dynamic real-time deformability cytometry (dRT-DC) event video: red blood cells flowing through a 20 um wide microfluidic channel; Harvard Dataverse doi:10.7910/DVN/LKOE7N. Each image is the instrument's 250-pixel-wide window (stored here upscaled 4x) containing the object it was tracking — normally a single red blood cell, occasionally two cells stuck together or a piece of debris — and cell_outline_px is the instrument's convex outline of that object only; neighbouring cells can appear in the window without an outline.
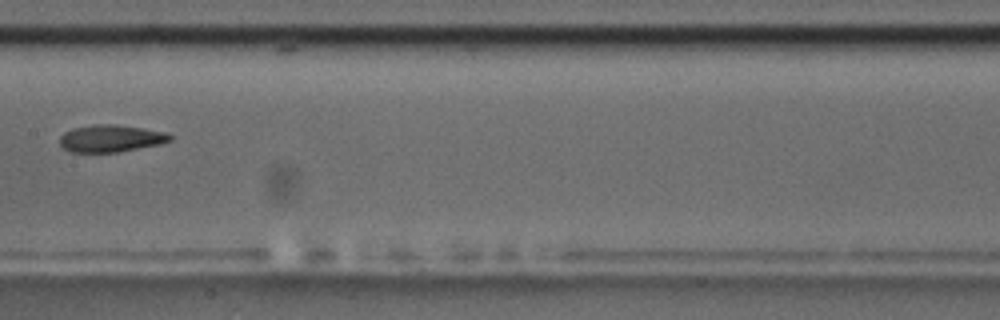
{"species": "common noctule bat (a hibernating species)", "species_latin": "Nyctalus noctula", "temperature_condition": "room temperature", "stored_images_in_passage": 11, "camera_frame_rate_fps": 3000, "um_per_image_px": 0.085, "animal": {"sex": "male", "body_mass_g": 17.5, "forearm_length_mm": 52.3}, "frame": {"image": 1, "passage_image": 8, "time_ms": 9.0, "image_size_px": [1000, 320], "cell_outline_px": [[172, 140], [160, 144], [116, 152], [72, 152], [64, 148], [60, 144], [60, 136], [64, 132], [72, 128], [92, 124], [116, 124], [144, 128], [168, 132], [172, 136]], "centroid_in_image_um": [9.43, 11.75], "position_along_channel_um": 198.0, "area_um2": 17.57}}